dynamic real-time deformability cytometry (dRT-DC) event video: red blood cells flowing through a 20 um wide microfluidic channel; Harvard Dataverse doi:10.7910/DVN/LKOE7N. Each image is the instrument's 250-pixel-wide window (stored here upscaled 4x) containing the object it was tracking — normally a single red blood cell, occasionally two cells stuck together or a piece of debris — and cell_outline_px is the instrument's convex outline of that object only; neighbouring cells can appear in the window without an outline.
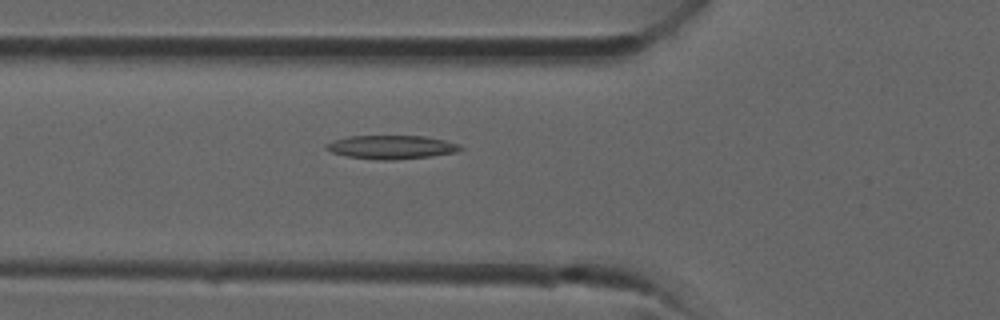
{"species": "common noctule bat (a hibernating species)", "species_latin": "Nyctalus noctula", "temperature_condition": "room temperature", "stored_images_in_passage": 36, "camera_frame_rate_fps": 3000, "um_per_image_px": 0.085, "animal": {"sex": "male", "forearm_length_mm": 52.5}, "frame": {"image": 1, "passage_image": 13, "time_ms": 4.0, "image_size_px": [1000, 320], "cell_outline_px": [[464, 148], [456, 152], [432, 156], [392, 160], [380, 160], [348, 156], [332, 152], [324, 148], [324, 144], [348, 136], [424, 136], [444, 140], [460, 144]], "centroid_in_image_um": [33.29, 12.5], "position_along_channel_um": 92.5, "area_um2": 18.38}}
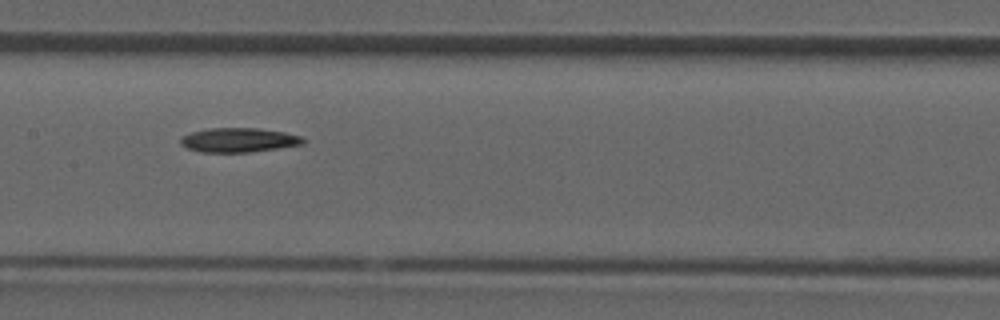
{"frame": {"image": 2, "passage_image": 18, "time_ms": 5.667, "image_size_px": [1000, 320], "cell_outline_px": [[304, 144], [248, 152], [200, 152], [188, 148], [180, 144], [180, 140], [184, 136], [192, 132], [208, 128], [256, 128], [284, 132], [300, 136], [304, 140]], "centroid_in_image_um": [20.27, 11.9], "position_along_channel_um": 187.1, "area_um2": 17.11}}
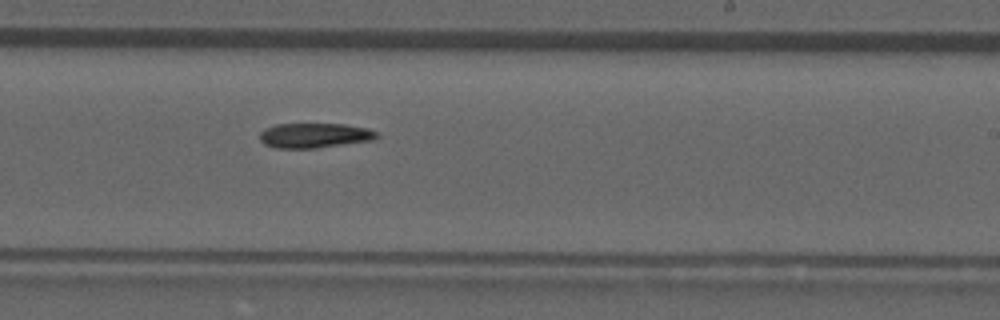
{"frame": {"image": 3, "passage_image": 22, "time_ms": 7.0, "image_size_px": [1000, 320], "cell_outline_px": [[380, 136], [372, 140], [316, 148], [276, 148], [264, 144], [260, 140], [260, 132], [264, 128], [276, 124], [344, 124], [368, 128], [376, 132]], "centroid_in_image_um": [26.71, 11.51], "position_along_channel_um": 262.3, "area_um2": 16.94}}